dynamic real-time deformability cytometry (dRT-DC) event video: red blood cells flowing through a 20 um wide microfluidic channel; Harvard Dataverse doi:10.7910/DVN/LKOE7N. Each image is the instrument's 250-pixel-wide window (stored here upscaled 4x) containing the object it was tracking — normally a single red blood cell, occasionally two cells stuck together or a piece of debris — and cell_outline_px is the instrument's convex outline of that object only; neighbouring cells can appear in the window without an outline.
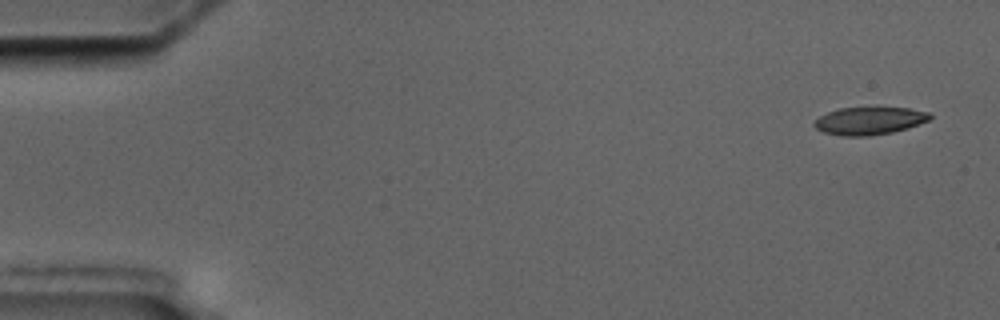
{"species": "common noctule bat (a hibernating species)", "species_latin": "Nyctalus noctula", "temperature_condition": "cold", "stored_images_in_passage": 11, "camera_frame_rate_fps": 3000, "um_per_image_px": 0.085, "animal": {"sex": "male", "body_mass_g": 17.5, "forearm_length_mm": 52.3}, "frame": {"image": 1, "passage_image": 1, "time_ms": 0.0, "image_size_px": [1000, 320], "cell_outline_px": [[932, 116], [928, 120], [908, 128], [892, 132], [868, 136], [844, 136], [824, 132], [816, 128], [812, 124], [820, 116], [828, 112], [840, 108], [876, 104], [908, 108], [928, 112]], "centroid_in_image_um": [73.91, 10.21], "position_along_channel_um": 11.1, "area_um2": 19.36}}
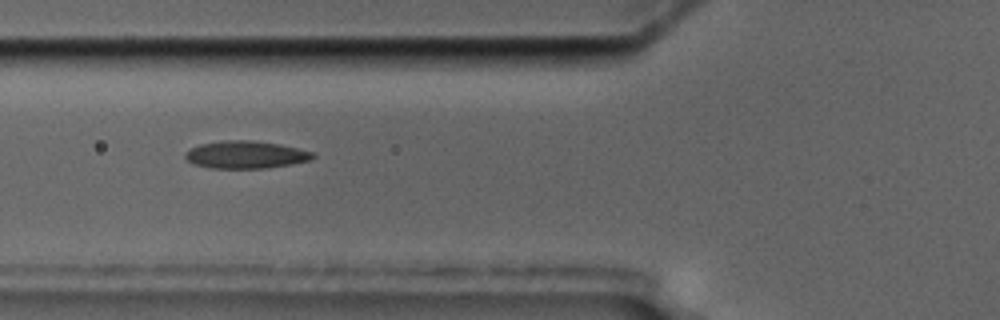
{"frame": {"image": 2, "passage_image": 6, "time_ms": 6.333, "image_size_px": [1000, 320], "cell_outline_px": [[316, 156], [312, 160], [292, 164], [264, 168], [212, 168], [196, 164], [188, 160], [184, 156], [184, 152], [188, 148], [200, 144], [220, 140], [252, 140], [280, 144], [312, 152]], "centroid_in_image_um": [20.87, 13.14], "position_along_channel_um": 104.9, "area_um2": 20.52}}
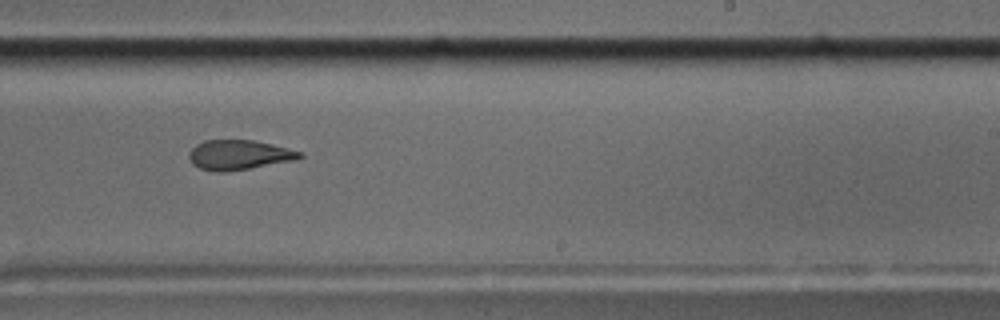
{"frame": {"image": 3, "passage_image": 10, "time_ms": 11.0, "image_size_px": [1000, 320], "cell_outline_px": [[304, 156], [296, 160], [224, 172], [216, 172], [200, 168], [192, 164], [188, 156], [188, 152], [196, 144], [204, 140], [256, 140], [304, 152]], "centroid_in_image_um": [20.31, 13.15], "position_along_channel_um": 268.7, "area_um2": 19.31}}